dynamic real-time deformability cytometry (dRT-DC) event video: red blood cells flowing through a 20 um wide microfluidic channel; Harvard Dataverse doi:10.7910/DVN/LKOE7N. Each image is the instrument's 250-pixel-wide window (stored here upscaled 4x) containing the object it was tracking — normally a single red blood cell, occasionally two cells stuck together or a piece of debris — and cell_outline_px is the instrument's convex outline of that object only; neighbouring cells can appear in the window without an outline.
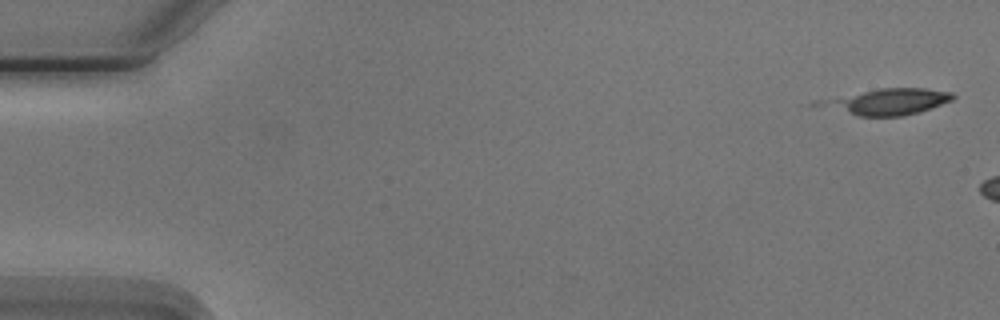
{"species": "Egyptian fruit bat (a non-hibernating species)", "species_latin": "Rousettus aegyptiacus", "temperature_condition": "cold", "stored_images_in_passage": 3, "camera_frame_rate_fps": 3000, "um_per_image_px": 0.085, "animal": {"sex": "male"}, "frame": {"image": 1, "passage_image": 1, "time_ms": 0.0, "image_size_px": [1000, 320], "cell_outline_px": [[956, 96], [952, 100], [932, 108], [920, 112], [904, 116], [856, 116], [832, 100], [880, 88], [924, 88], [952, 92]], "centroid_in_image_um": [76.0, 8.63], "position_along_channel_um": 9.0, "area_um2": 18.03}}